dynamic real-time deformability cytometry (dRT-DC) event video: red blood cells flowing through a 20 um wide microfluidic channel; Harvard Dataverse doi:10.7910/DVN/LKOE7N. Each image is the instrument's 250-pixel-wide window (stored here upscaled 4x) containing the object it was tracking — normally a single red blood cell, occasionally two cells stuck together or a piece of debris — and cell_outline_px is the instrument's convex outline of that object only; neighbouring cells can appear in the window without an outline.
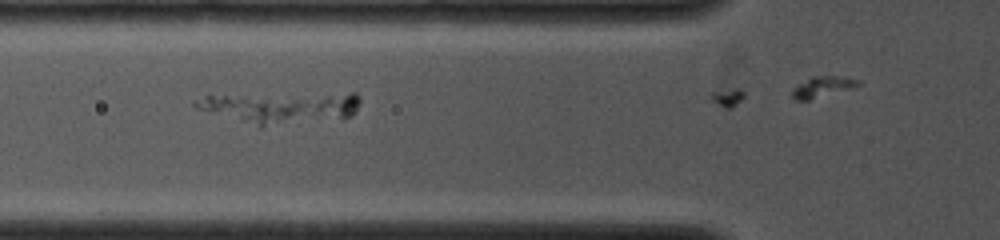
{"species": "common noctule bat (a hibernating species)", "species_latin": "Nyctalus noctula", "temperature_condition": "cold", "stored_images_in_passage": 16, "camera_frame_rate_fps": 4000, "um_per_image_px": 0.085, "animal": {"sex": "female", "body_mass_g": 19.0, "forearm_length_mm": 53.3}, "frame": {"image": 1, "passage_image": 15, "time_ms": 3.75, "image_size_px": [1000, 240], "cell_outline_px": [[304, 104], [300, 108], [288, 116], [260, 128], [196, 108], [192, 104], [204, 96], [224, 96], [296, 100]], "centroid_in_image_um": [21.16, 9.25], "position_along_channel_um": 104.6, "area_um2": 15.66}}